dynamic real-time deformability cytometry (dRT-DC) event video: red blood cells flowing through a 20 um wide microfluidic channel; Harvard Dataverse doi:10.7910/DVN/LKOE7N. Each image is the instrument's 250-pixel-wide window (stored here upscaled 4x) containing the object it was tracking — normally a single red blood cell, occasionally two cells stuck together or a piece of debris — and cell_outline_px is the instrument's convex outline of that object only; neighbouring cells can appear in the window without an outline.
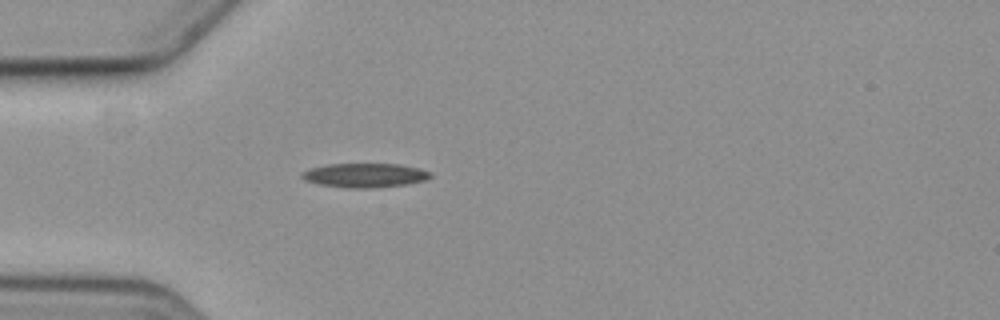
{"species": "common noctule bat (a hibernating species)", "species_latin": "Nyctalus noctula", "temperature_condition": "cold", "stored_images_in_passage": 3, "camera_frame_rate_fps": 3000, "um_per_image_px": 0.085, "animal": {"sex": "female", "body_mass_g": 19.3, "forearm_length_mm": 54.1}, "frame": {"image": 1, "passage_image": 3, "time_ms": 3.333, "image_size_px": [1000, 320], "cell_outline_px": [[432, 176], [424, 180], [408, 184], [372, 188], [348, 188], [320, 184], [304, 180], [300, 176], [304, 172], [312, 168], [328, 164], [400, 164], [420, 168], [432, 172]], "centroid_in_image_um": [31.06, 14.9], "position_along_channel_um": 53.9, "area_um2": 18.03}}